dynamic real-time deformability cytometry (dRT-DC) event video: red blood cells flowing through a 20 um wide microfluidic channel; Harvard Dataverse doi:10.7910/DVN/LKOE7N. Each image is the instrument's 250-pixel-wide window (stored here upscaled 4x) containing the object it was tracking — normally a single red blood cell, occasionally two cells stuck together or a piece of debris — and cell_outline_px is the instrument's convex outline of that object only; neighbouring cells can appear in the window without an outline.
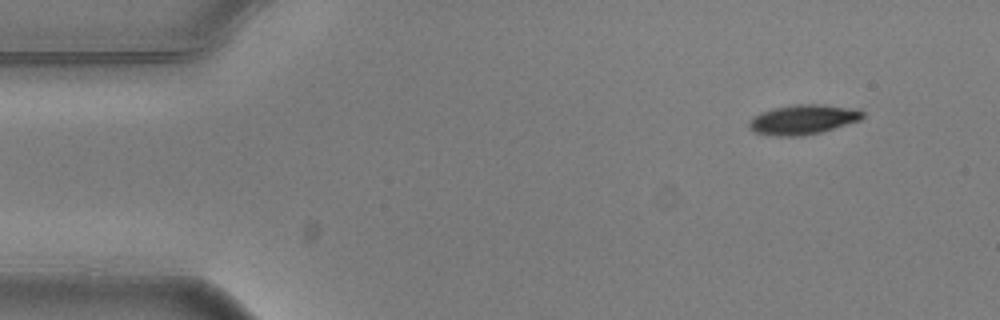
{"species": "common noctule bat (a hibernating species)", "species_latin": "Nyctalus noctula", "temperature_condition": "warm", "stored_images_in_passage": 6, "segment_of_instrument_passage": [2, 2], "camera_frame_rate_fps": 3000, "um_per_image_px": 0.085, "animal": {"sex": "male", "body_mass_g": 20.5, "forearm_length_mm": 52.5}, "frame": {"image": 1, "passage_image": 6, "time_ms": 1.667, "image_size_px": [1000, 320], "cell_outline_px": [[864, 116], [860, 120], [820, 132], [800, 136], [776, 136], [756, 132], [748, 128], [748, 124], [752, 116], [760, 112], [772, 108], [796, 104], [824, 104], [848, 108], [864, 112]], "centroid_in_image_um": [68.2, 10.15], "position_along_channel_um": 16.8, "area_um2": 19.54}}